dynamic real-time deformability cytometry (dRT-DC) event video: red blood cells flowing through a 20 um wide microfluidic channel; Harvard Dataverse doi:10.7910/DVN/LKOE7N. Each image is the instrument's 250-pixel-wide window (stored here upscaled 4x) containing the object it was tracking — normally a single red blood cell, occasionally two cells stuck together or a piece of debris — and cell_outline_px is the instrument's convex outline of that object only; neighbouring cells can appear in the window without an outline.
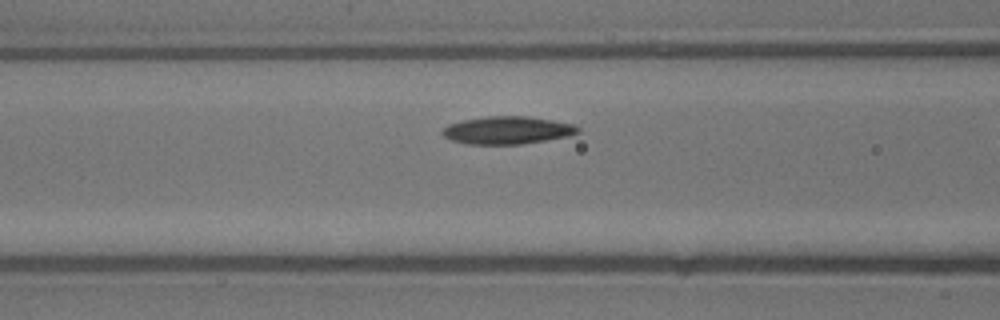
{"species": "common noctule bat (a hibernating species)", "species_latin": "Nyctalus noctula", "temperature_condition": "warm", "stored_images_in_passage": 8, "camera_frame_rate_fps": 3000, "um_per_image_px": 0.085, "animal": {"sex": "male", "body_mass_g": 13.3}, "frame": {"image": 1, "passage_image": 7, "time_ms": 2.0, "image_size_px": [1000, 320], "cell_outline_px": [[580, 132], [568, 136], [520, 144], [468, 144], [452, 140], [444, 136], [440, 132], [448, 124], [464, 120], [488, 116], [528, 116], [576, 124], [580, 128]], "centroid_in_image_um": [43.15, 11.06], "position_along_channel_um": 123.5, "area_um2": 21.79}}